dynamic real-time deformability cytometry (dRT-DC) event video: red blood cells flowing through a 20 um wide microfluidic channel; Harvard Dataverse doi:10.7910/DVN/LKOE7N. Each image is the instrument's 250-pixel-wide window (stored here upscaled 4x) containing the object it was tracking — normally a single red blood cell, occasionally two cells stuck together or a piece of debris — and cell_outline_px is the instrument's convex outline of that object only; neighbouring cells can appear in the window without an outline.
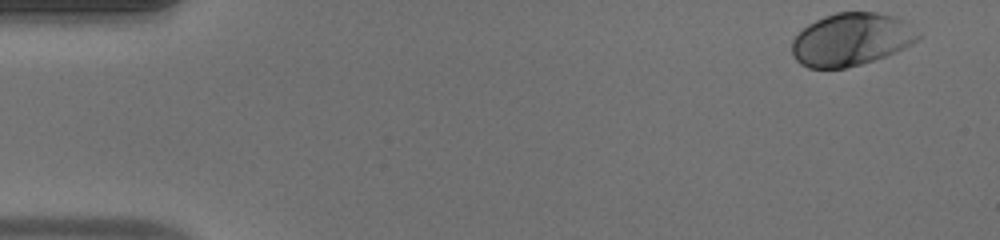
{"species": "human", "species_latin": "Homo sapiens", "temperature_condition": "warm", "stored_images_in_passage": 41, "camera_frame_rate_fps": 3000, "um_per_image_px": 0.085, "donor": {"sex": "male"}, "frame": {"image": 1, "passage_image": 1, "time_ms": 0.0, "image_size_px": [1000, 240], "cell_outline_px": [[920, 36], [912, 44], [884, 56], [860, 64], [844, 68], [808, 68], [800, 64], [796, 60], [792, 52], [792, 40], [808, 24], [824, 16], [836, 12], [876, 12], [892, 16], [900, 20]], "centroid_in_image_um": [72.27, 3.36], "position_along_channel_um": 12.7, "area_um2": 37.97}}
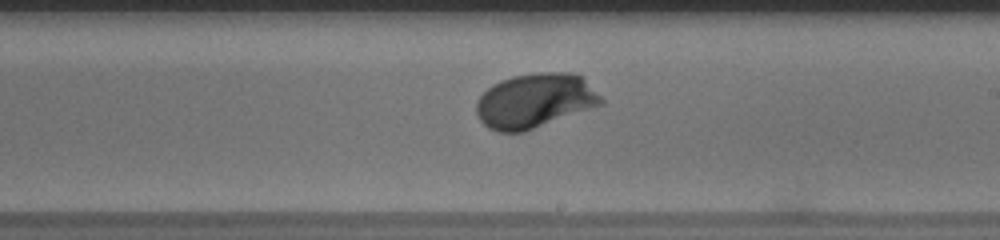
{"frame": {"image": 2, "passage_image": 27, "time_ms": 8.667, "image_size_px": [1000, 240], "cell_outline_px": [[604, 104], [524, 132], [496, 132], [488, 128], [480, 120], [476, 112], [476, 100], [492, 84], [500, 80], [512, 76], [540, 72], [568, 72], [584, 76], [604, 100]], "centroid_in_image_um": [45.48, 8.56], "position_along_channel_um": 243.5, "area_um2": 40.0}}
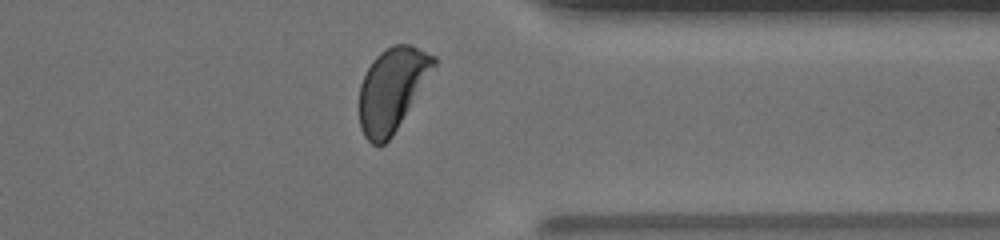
{"frame": {"image": 3, "passage_image": 37, "time_ms": 12.0, "image_size_px": [1000, 240], "cell_outline_px": [[436, 64], [392, 136], [384, 144], [372, 144], [364, 136], [360, 128], [360, 84], [372, 60], [380, 52], [392, 44], [412, 44], [436, 56]], "centroid_in_image_um": [33.31, 7.56], "position_along_channel_um": 378.1, "area_um2": 35.6}, "authors_computed_cell_mechanics": {"area_um2": 36.8764, "velocity_mm_per_s": 4.1913, "shape_relaxation_time_tau1_ms": 1.8115, "shape_relaxation_time_tau2_ms": null, "deformation_change_tau1": 0.1474, "deformation_change_tau2": null}}